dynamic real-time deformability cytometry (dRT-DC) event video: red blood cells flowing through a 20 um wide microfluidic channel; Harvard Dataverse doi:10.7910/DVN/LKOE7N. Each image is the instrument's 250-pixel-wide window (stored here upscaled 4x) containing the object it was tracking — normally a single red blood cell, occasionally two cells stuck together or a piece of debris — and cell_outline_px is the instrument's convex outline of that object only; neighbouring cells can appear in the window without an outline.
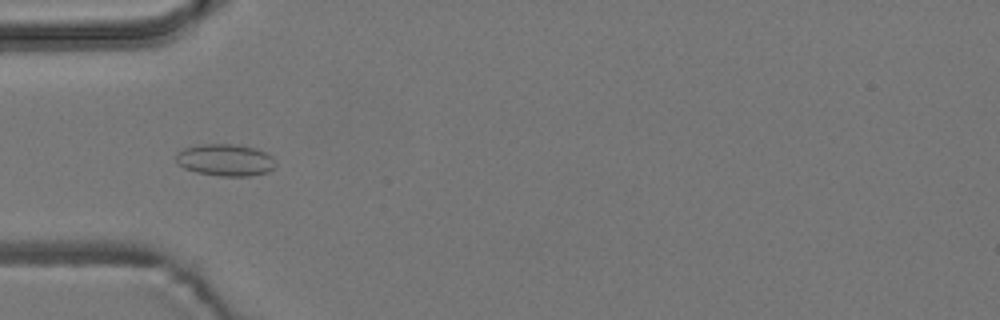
{"species": "common noctule bat (a hibernating species)", "species_latin": "Nyctalus noctula", "temperature_condition": "room temperature", "stored_images_in_passage": 41, "camera_frame_rate_fps": 3000, "um_per_image_px": 0.085, "animal": {"sex": "male", "body_mass_g": 19.2, "forearm_length_mm": 51.8}, "frame": {"image": 1, "passage_image": 7, "time_ms": 2.0, "image_size_px": [1000, 320], "cell_outline_px": [[276, 164], [268, 172], [248, 176], [220, 176], [196, 172], [184, 168], [176, 164], [176, 152], [184, 148], [200, 144], [232, 144], [256, 148], [272, 156]], "centroid_in_image_um": [19.12, 13.6], "position_along_channel_um": 65.9, "area_um2": 18.61}}
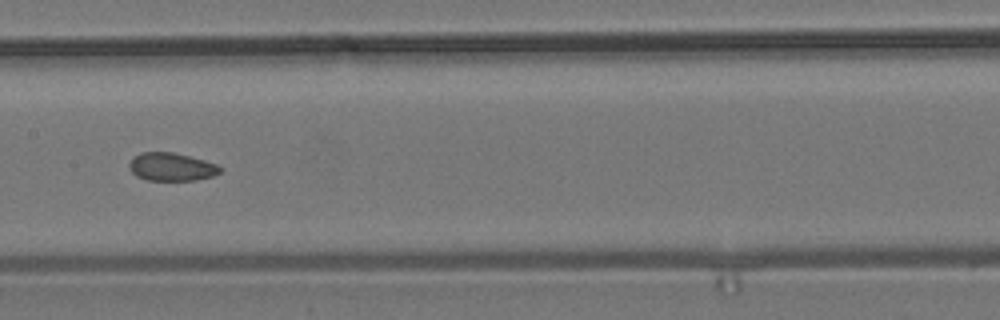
{"frame": {"image": 2, "passage_image": 17, "time_ms": 5.333, "image_size_px": [1000, 320], "cell_outline_px": [[224, 168], [220, 172], [212, 176], [196, 180], [148, 180], [136, 176], [128, 168], [128, 164], [140, 152], [172, 152], [204, 160], [216, 164]], "centroid_in_image_um": [14.58, 14.19], "position_along_channel_um": 192.8, "area_um2": 14.8}}
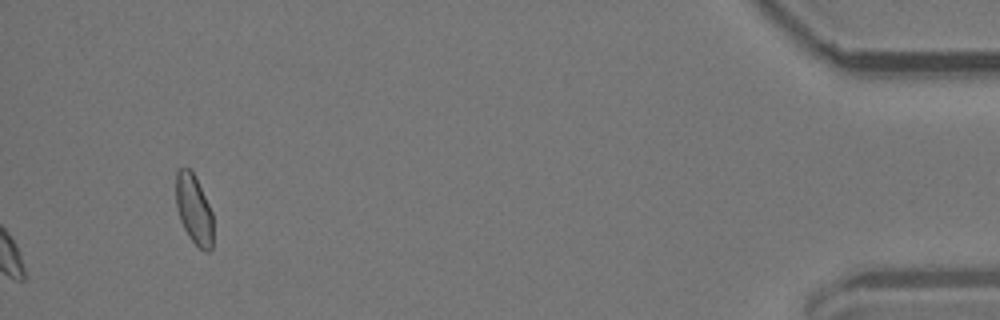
{"frame": {"image": 3, "passage_image": 41, "time_ms": 13.333, "image_size_px": [1000, 320], "cell_outline_px": [[212, 248], [208, 252], [204, 252], [188, 236], [180, 220], [176, 208], [176, 172], [180, 168], [188, 168], [192, 172], [212, 212]], "centroid_in_image_um": [16.46, 17.83], "position_along_channel_um": 418.7, "area_um2": 14.8}, "authors_computed_cell_mechanics": {"area_um2": 15.9528, "velocity_mm_per_s": 3.7993, "shape_relaxation_time_tau1_ms": null, "shape_relaxation_time_tau2_ms": 7.6439, "deformation_change_tau1": null, "deformation_change_tau2": 0.1282}}